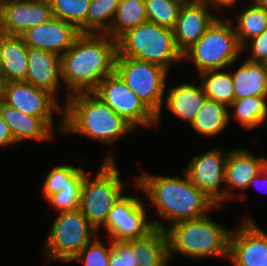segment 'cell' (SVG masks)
I'll use <instances>...</instances> for the list:
<instances>
[{"label":"cell","mask_w":267,"mask_h":266,"mask_svg":"<svg viewBox=\"0 0 267 266\" xmlns=\"http://www.w3.org/2000/svg\"><path fill=\"white\" fill-rule=\"evenodd\" d=\"M0 113L3 120L9 125L15 143L33 140H52L55 130L53 118H39L27 115L0 101Z\"/></svg>","instance_id":"cell-20"},{"label":"cell","mask_w":267,"mask_h":266,"mask_svg":"<svg viewBox=\"0 0 267 266\" xmlns=\"http://www.w3.org/2000/svg\"><path fill=\"white\" fill-rule=\"evenodd\" d=\"M116 57V40L106 34L81 33L61 56L65 103L72 94L93 92L103 78L115 72Z\"/></svg>","instance_id":"cell-1"},{"label":"cell","mask_w":267,"mask_h":266,"mask_svg":"<svg viewBox=\"0 0 267 266\" xmlns=\"http://www.w3.org/2000/svg\"><path fill=\"white\" fill-rule=\"evenodd\" d=\"M262 182V183H261ZM259 183L260 185H263L265 186L267 184V165L263 168V170L256 176L254 177L250 183H249V187L248 188H251L250 186H255V187H258L257 189L259 190ZM267 186V185H266ZM265 186V187H266ZM264 188V187H263ZM267 188V187H266ZM262 189V188H261ZM264 190V189H263Z\"/></svg>","instance_id":"cell-40"},{"label":"cell","mask_w":267,"mask_h":266,"mask_svg":"<svg viewBox=\"0 0 267 266\" xmlns=\"http://www.w3.org/2000/svg\"><path fill=\"white\" fill-rule=\"evenodd\" d=\"M1 101L11 108L39 118H54V113L63 114V106L58 98L25 81L4 83Z\"/></svg>","instance_id":"cell-13"},{"label":"cell","mask_w":267,"mask_h":266,"mask_svg":"<svg viewBox=\"0 0 267 266\" xmlns=\"http://www.w3.org/2000/svg\"><path fill=\"white\" fill-rule=\"evenodd\" d=\"M237 13L236 35L241 46L267 29V10L250 2Z\"/></svg>","instance_id":"cell-29"},{"label":"cell","mask_w":267,"mask_h":266,"mask_svg":"<svg viewBox=\"0 0 267 266\" xmlns=\"http://www.w3.org/2000/svg\"><path fill=\"white\" fill-rule=\"evenodd\" d=\"M249 2L267 10V0H249Z\"/></svg>","instance_id":"cell-41"},{"label":"cell","mask_w":267,"mask_h":266,"mask_svg":"<svg viewBox=\"0 0 267 266\" xmlns=\"http://www.w3.org/2000/svg\"><path fill=\"white\" fill-rule=\"evenodd\" d=\"M167 89L169 91L164 95L162 108L165 106L173 115L190 125L207 98L202 84L196 86L183 82Z\"/></svg>","instance_id":"cell-21"},{"label":"cell","mask_w":267,"mask_h":266,"mask_svg":"<svg viewBox=\"0 0 267 266\" xmlns=\"http://www.w3.org/2000/svg\"><path fill=\"white\" fill-rule=\"evenodd\" d=\"M109 266H139L134 252V240L112 241Z\"/></svg>","instance_id":"cell-36"},{"label":"cell","mask_w":267,"mask_h":266,"mask_svg":"<svg viewBox=\"0 0 267 266\" xmlns=\"http://www.w3.org/2000/svg\"><path fill=\"white\" fill-rule=\"evenodd\" d=\"M232 19L218 17L203 36L182 54L183 61L193 62L198 75L208 70L230 68L243 54Z\"/></svg>","instance_id":"cell-5"},{"label":"cell","mask_w":267,"mask_h":266,"mask_svg":"<svg viewBox=\"0 0 267 266\" xmlns=\"http://www.w3.org/2000/svg\"><path fill=\"white\" fill-rule=\"evenodd\" d=\"M148 22L174 29L182 4L186 0H144Z\"/></svg>","instance_id":"cell-33"},{"label":"cell","mask_w":267,"mask_h":266,"mask_svg":"<svg viewBox=\"0 0 267 266\" xmlns=\"http://www.w3.org/2000/svg\"><path fill=\"white\" fill-rule=\"evenodd\" d=\"M218 18L202 0H186L173 29L176 47L183 54L195 44Z\"/></svg>","instance_id":"cell-16"},{"label":"cell","mask_w":267,"mask_h":266,"mask_svg":"<svg viewBox=\"0 0 267 266\" xmlns=\"http://www.w3.org/2000/svg\"><path fill=\"white\" fill-rule=\"evenodd\" d=\"M52 16L74 25L80 33H86V17L90 0H49Z\"/></svg>","instance_id":"cell-32"},{"label":"cell","mask_w":267,"mask_h":266,"mask_svg":"<svg viewBox=\"0 0 267 266\" xmlns=\"http://www.w3.org/2000/svg\"><path fill=\"white\" fill-rule=\"evenodd\" d=\"M134 252L139 266H168V239L164 229L151 230L146 236L134 239Z\"/></svg>","instance_id":"cell-25"},{"label":"cell","mask_w":267,"mask_h":266,"mask_svg":"<svg viewBox=\"0 0 267 266\" xmlns=\"http://www.w3.org/2000/svg\"><path fill=\"white\" fill-rule=\"evenodd\" d=\"M81 186H66L58 193L50 195L46 201L56 212H67L79 209Z\"/></svg>","instance_id":"cell-35"},{"label":"cell","mask_w":267,"mask_h":266,"mask_svg":"<svg viewBox=\"0 0 267 266\" xmlns=\"http://www.w3.org/2000/svg\"><path fill=\"white\" fill-rule=\"evenodd\" d=\"M115 72L156 116L155 125L158 127L163 113L162 104L169 71L158 64L117 56Z\"/></svg>","instance_id":"cell-8"},{"label":"cell","mask_w":267,"mask_h":266,"mask_svg":"<svg viewBox=\"0 0 267 266\" xmlns=\"http://www.w3.org/2000/svg\"><path fill=\"white\" fill-rule=\"evenodd\" d=\"M86 174L82 167L63 164L55 166L43 181L42 194L45 200L66 186H82Z\"/></svg>","instance_id":"cell-30"},{"label":"cell","mask_w":267,"mask_h":266,"mask_svg":"<svg viewBox=\"0 0 267 266\" xmlns=\"http://www.w3.org/2000/svg\"><path fill=\"white\" fill-rule=\"evenodd\" d=\"M204 1L210 8L215 7V9H219L221 7H233L236 6L237 1L239 0H202Z\"/></svg>","instance_id":"cell-39"},{"label":"cell","mask_w":267,"mask_h":266,"mask_svg":"<svg viewBox=\"0 0 267 266\" xmlns=\"http://www.w3.org/2000/svg\"><path fill=\"white\" fill-rule=\"evenodd\" d=\"M184 176H158L148 172H141L135 177V185L146 193L151 205L155 206L156 214L162 221L173 224L199 219L218 206L204 192L199 190L188 178Z\"/></svg>","instance_id":"cell-2"},{"label":"cell","mask_w":267,"mask_h":266,"mask_svg":"<svg viewBox=\"0 0 267 266\" xmlns=\"http://www.w3.org/2000/svg\"><path fill=\"white\" fill-rule=\"evenodd\" d=\"M3 87H4V82L2 80V76H1V73H0V101L2 100Z\"/></svg>","instance_id":"cell-42"},{"label":"cell","mask_w":267,"mask_h":266,"mask_svg":"<svg viewBox=\"0 0 267 266\" xmlns=\"http://www.w3.org/2000/svg\"><path fill=\"white\" fill-rule=\"evenodd\" d=\"M96 235L73 259L72 261H81L83 266H109V259L112 249V240L101 242ZM105 243V244H104ZM107 245V246H106Z\"/></svg>","instance_id":"cell-34"},{"label":"cell","mask_w":267,"mask_h":266,"mask_svg":"<svg viewBox=\"0 0 267 266\" xmlns=\"http://www.w3.org/2000/svg\"><path fill=\"white\" fill-rule=\"evenodd\" d=\"M228 109H232V118L247 130H253L267 121L266 96L235 99Z\"/></svg>","instance_id":"cell-27"},{"label":"cell","mask_w":267,"mask_h":266,"mask_svg":"<svg viewBox=\"0 0 267 266\" xmlns=\"http://www.w3.org/2000/svg\"><path fill=\"white\" fill-rule=\"evenodd\" d=\"M52 17L49 0H6L0 3V29L7 35L20 36Z\"/></svg>","instance_id":"cell-15"},{"label":"cell","mask_w":267,"mask_h":266,"mask_svg":"<svg viewBox=\"0 0 267 266\" xmlns=\"http://www.w3.org/2000/svg\"><path fill=\"white\" fill-rule=\"evenodd\" d=\"M120 0H90L86 17V33L105 34L113 20Z\"/></svg>","instance_id":"cell-31"},{"label":"cell","mask_w":267,"mask_h":266,"mask_svg":"<svg viewBox=\"0 0 267 266\" xmlns=\"http://www.w3.org/2000/svg\"><path fill=\"white\" fill-rule=\"evenodd\" d=\"M266 165V157L250 153L243 147L229 151L225 165L224 202L236 196L232 190L246 191L250 181Z\"/></svg>","instance_id":"cell-18"},{"label":"cell","mask_w":267,"mask_h":266,"mask_svg":"<svg viewBox=\"0 0 267 266\" xmlns=\"http://www.w3.org/2000/svg\"><path fill=\"white\" fill-rule=\"evenodd\" d=\"M250 49L251 52L246 60L251 62L267 64V29L264 30L259 36L254 37L247 41L242 46V53Z\"/></svg>","instance_id":"cell-37"},{"label":"cell","mask_w":267,"mask_h":266,"mask_svg":"<svg viewBox=\"0 0 267 266\" xmlns=\"http://www.w3.org/2000/svg\"><path fill=\"white\" fill-rule=\"evenodd\" d=\"M102 161L94 179L88 173L85 175L79 205V210L97 231L106 223L110 210L125 190L114 154L109 153Z\"/></svg>","instance_id":"cell-7"},{"label":"cell","mask_w":267,"mask_h":266,"mask_svg":"<svg viewBox=\"0 0 267 266\" xmlns=\"http://www.w3.org/2000/svg\"><path fill=\"white\" fill-rule=\"evenodd\" d=\"M200 83L207 98L229 107L235 100L234 82L231 71L208 70L200 73Z\"/></svg>","instance_id":"cell-28"},{"label":"cell","mask_w":267,"mask_h":266,"mask_svg":"<svg viewBox=\"0 0 267 266\" xmlns=\"http://www.w3.org/2000/svg\"><path fill=\"white\" fill-rule=\"evenodd\" d=\"M230 112L223 103L206 98L190 128L204 137H214L224 131L230 122Z\"/></svg>","instance_id":"cell-24"},{"label":"cell","mask_w":267,"mask_h":266,"mask_svg":"<svg viewBox=\"0 0 267 266\" xmlns=\"http://www.w3.org/2000/svg\"><path fill=\"white\" fill-rule=\"evenodd\" d=\"M93 93L134 129L155 126L156 116L116 72L103 78Z\"/></svg>","instance_id":"cell-11"},{"label":"cell","mask_w":267,"mask_h":266,"mask_svg":"<svg viewBox=\"0 0 267 266\" xmlns=\"http://www.w3.org/2000/svg\"><path fill=\"white\" fill-rule=\"evenodd\" d=\"M229 240L232 266H261L267 258V233L249 216L243 219Z\"/></svg>","instance_id":"cell-14"},{"label":"cell","mask_w":267,"mask_h":266,"mask_svg":"<svg viewBox=\"0 0 267 266\" xmlns=\"http://www.w3.org/2000/svg\"><path fill=\"white\" fill-rule=\"evenodd\" d=\"M3 31L0 29V47H1V41H2V35H3Z\"/></svg>","instance_id":"cell-43"},{"label":"cell","mask_w":267,"mask_h":266,"mask_svg":"<svg viewBox=\"0 0 267 266\" xmlns=\"http://www.w3.org/2000/svg\"><path fill=\"white\" fill-rule=\"evenodd\" d=\"M147 21L144 0H120L114 20L105 34L117 40L125 32Z\"/></svg>","instance_id":"cell-26"},{"label":"cell","mask_w":267,"mask_h":266,"mask_svg":"<svg viewBox=\"0 0 267 266\" xmlns=\"http://www.w3.org/2000/svg\"><path fill=\"white\" fill-rule=\"evenodd\" d=\"M98 231L78 210L57 213L44 245L47 261H72Z\"/></svg>","instance_id":"cell-9"},{"label":"cell","mask_w":267,"mask_h":266,"mask_svg":"<svg viewBox=\"0 0 267 266\" xmlns=\"http://www.w3.org/2000/svg\"><path fill=\"white\" fill-rule=\"evenodd\" d=\"M235 99L265 96L267 92V64L245 60L231 72Z\"/></svg>","instance_id":"cell-23"},{"label":"cell","mask_w":267,"mask_h":266,"mask_svg":"<svg viewBox=\"0 0 267 266\" xmlns=\"http://www.w3.org/2000/svg\"><path fill=\"white\" fill-rule=\"evenodd\" d=\"M116 42L117 56L151 62L167 70H170L171 65L183 62L173 30L156 23H142L125 32Z\"/></svg>","instance_id":"cell-6"},{"label":"cell","mask_w":267,"mask_h":266,"mask_svg":"<svg viewBox=\"0 0 267 266\" xmlns=\"http://www.w3.org/2000/svg\"><path fill=\"white\" fill-rule=\"evenodd\" d=\"M80 34L71 23L52 17L46 23L27 29L20 36L28 47L47 50L62 56Z\"/></svg>","instance_id":"cell-17"},{"label":"cell","mask_w":267,"mask_h":266,"mask_svg":"<svg viewBox=\"0 0 267 266\" xmlns=\"http://www.w3.org/2000/svg\"><path fill=\"white\" fill-rule=\"evenodd\" d=\"M12 144H15V141L12 137L11 130L0 113V147H11Z\"/></svg>","instance_id":"cell-38"},{"label":"cell","mask_w":267,"mask_h":266,"mask_svg":"<svg viewBox=\"0 0 267 266\" xmlns=\"http://www.w3.org/2000/svg\"><path fill=\"white\" fill-rule=\"evenodd\" d=\"M261 266H267V258H266V260L263 262V264Z\"/></svg>","instance_id":"cell-44"},{"label":"cell","mask_w":267,"mask_h":266,"mask_svg":"<svg viewBox=\"0 0 267 266\" xmlns=\"http://www.w3.org/2000/svg\"><path fill=\"white\" fill-rule=\"evenodd\" d=\"M229 152L216 147L191 158L183 172L189 180L218 206L224 202L225 165ZM222 189V190H221Z\"/></svg>","instance_id":"cell-12"},{"label":"cell","mask_w":267,"mask_h":266,"mask_svg":"<svg viewBox=\"0 0 267 266\" xmlns=\"http://www.w3.org/2000/svg\"><path fill=\"white\" fill-rule=\"evenodd\" d=\"M140 200L137 196L123 194L113 205L102 226L109 240H134L146 236L154 228L165 230V224L148 219L146 203Z\"/></svg>","instance_id":"cell-10"},{"label":"cell","mask_w":267,"mask_h":266,"mask_svg":"<svg viewBox=\"0 0 267 266\" xmlns=\"http://www.w3.org/2000/svg\"><path fill=\"white\" fill-rule=\"evenodd\" d=\"M28 46L21 36L2 35L0 73L4 83L24 81L28 70Z\"/></svg>","instance_id":"cell-22"},{"label":"cell","mask_w":267,"mask_h":266,"mask_svg":"<svg viewBox=\"0 0 267 266\" xmlns=\"http://www.w3.org/2000/svg\"><path fill=\"white\" fill-rule=\"evenodd\" d=\"M168 239V255L181 254L192 259L229 257V240L232 229L222 227L206 216L169 225L165 228Z\"/></svg>","instance_id":"cell-4"},{"label":"cell","mask_w":267,"mask_h":266,"mask_svg":"<svg viewBox=\"0 0 267 266\" xmlns=\"http://www.w3.org/2000/svg\"><path fill=\"white\" fill-rule=\"evenodd\" d=\"M27 58L28 70L24 81L48 91L57 98L62 81L61 56L47 50L28 47Z\"/></svg>","instance_id":"cell-19"},{"label":"cell","mask_w":267,"mask_h":266,"mask_svg":"<svg viewBox=\"0 0 267 266\" xmlns=\"http://www.w3.org/2000/svg\"><path fill=\"white\" fill-rule=\"evenodd\" d=\"M58 123V134H80L106 146L135 130L93 92L70 95Z\"/></svg>","instance_id":"cell-3"}]
</instances>
